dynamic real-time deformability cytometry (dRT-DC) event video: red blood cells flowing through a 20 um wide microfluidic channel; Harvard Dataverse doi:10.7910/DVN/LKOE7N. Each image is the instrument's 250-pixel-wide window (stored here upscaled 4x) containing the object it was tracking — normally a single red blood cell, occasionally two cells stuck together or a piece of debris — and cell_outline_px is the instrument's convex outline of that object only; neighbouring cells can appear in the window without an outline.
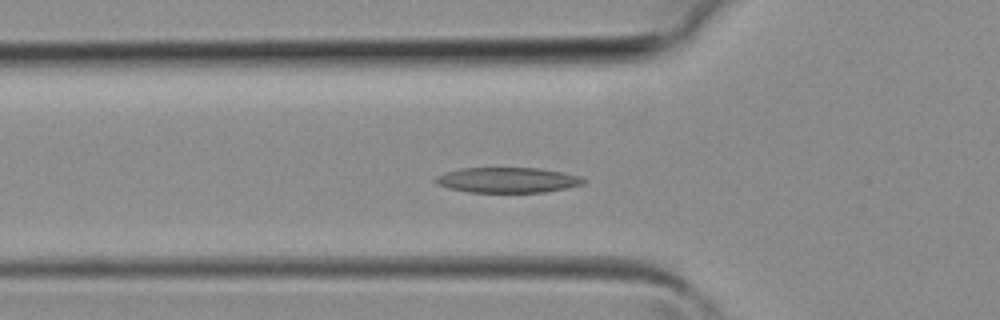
{"species": "common noctule bat (a hibernating species)", "species_latin": "Nyctalus noctula", "temperature_condition": "room temperature", "stored_images_in_passage": 39, "camera_frame_rate_fps": 3000, "um_per_image_px": 0.085, "animal": {"sex": "female", "body_mass_g": 19.3, "forearm_length_mm": 54.1}, "frame": {"image": 1, "passage_image": 13, "time_ms": 4.0, "image_size_px": [1000, 320], "cell_outline_px": [[588, 180], [584, 184], [544, 192], [468, 192], [448, 188], [436, 184], [432, 180], [436, 176], [444, 172], [460, 168], [536, 168], [564, 172], [580, 176]], "centroid_in_image_um": [43.11, 15.3], "position_along_channel_um": 82.7, "area_um2": 21.96}}
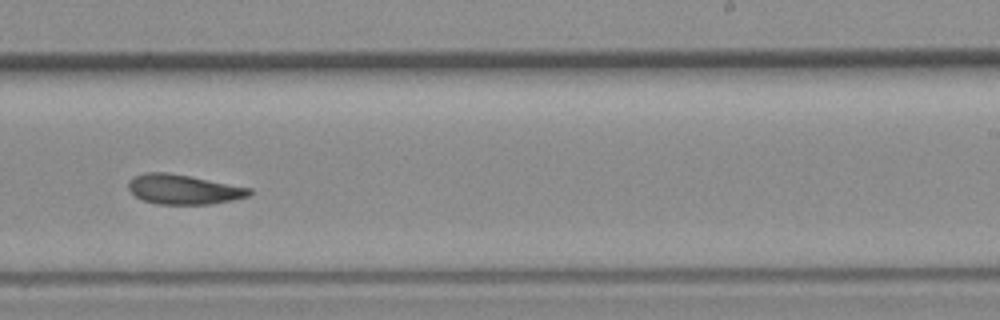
{"frame": {"image": 2, "passage_image": 24, "time_ms": 7.667, "image_size_px": [1000, 320], "cell_outline_px": [[252, 192], [248, 196], [232, 200], [212, 204], [156, 204], [144, 200], [136, 196], [128, 188], [128, 184], [136, 176], [144, 172], [168, 172], [252, 188]], "centroid_in_image_um": [15.62, 16.1], "position_along_channel_um": 273.4, "area_um2": 20.75}}
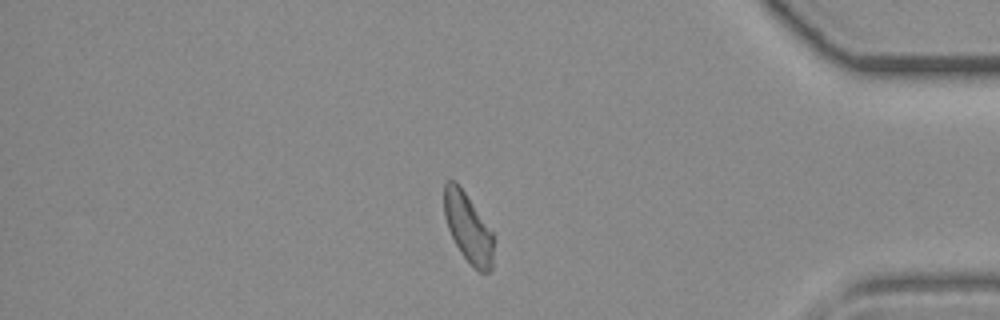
{"frame": {"image": 3, "passage_image": 33, "time_ms": 10.667, "image_size_px": [1000, 320], "cell_outline_px": [[492, 268], [488, 272], [480, 272], [472, 268], [460, 252], [448, 228], [444, 216], [444, 184], [448, 180], [456, 180], [492, 232]], "centroid_in_image_um": [39.76, 19.37], "position_along_channel_um": 395.4, "area_um2": 19.65}}